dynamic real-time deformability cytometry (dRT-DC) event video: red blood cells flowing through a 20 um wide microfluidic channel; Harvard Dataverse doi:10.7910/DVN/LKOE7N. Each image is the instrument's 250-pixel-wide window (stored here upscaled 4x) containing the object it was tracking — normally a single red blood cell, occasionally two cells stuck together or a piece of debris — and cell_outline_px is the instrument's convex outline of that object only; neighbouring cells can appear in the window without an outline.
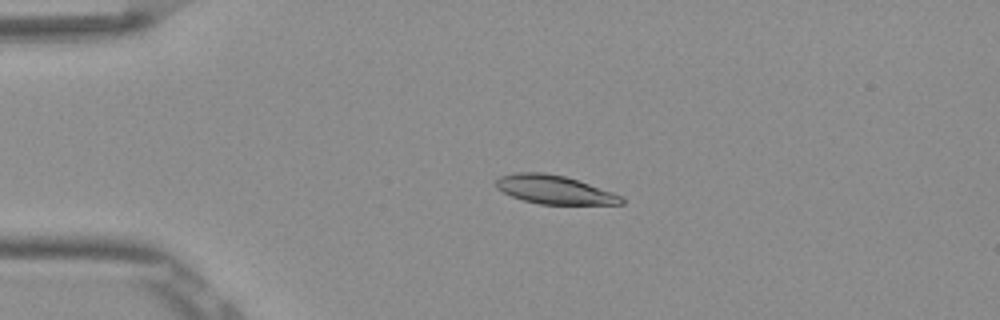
{"species": "Egyptian fruit bat (a non-hibernating species)", "species_latin": "Rousettus aegyptiacus", "temperature_condition": "room temperature", "stored_images_in_passage": 44, "camera_frame_rate_fps": 3000, "um_per_image_px": 0.085, "frame": {"image": 1, "passage_image": 3, "time_ms": 0.667, "image_size_px": [1000, 320], "cell_outline_px": [[624, 204], [540, 204], [524, 200], [512, 196], [496, 188], [496, 180], [500, 176], [516, 172], [544, 172], [564, 176], [624, 196]], "centroid_in_image_um": [47.12, 16.12], "position_along_channel_um": 37.9, "area_um2": 20.69}}
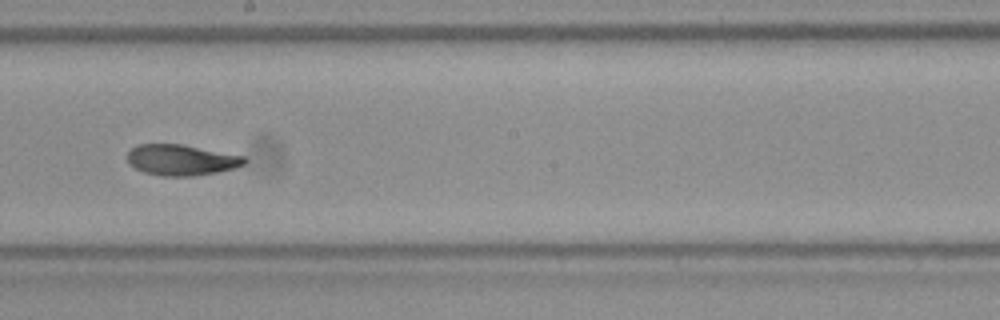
{"frame": {"image": 2, "passage_image": 21, "time_ms": 6.667, "image_size_px": [1000, 320], "cell_outline_px": [[248, 160], [244, 164], [236, 168], [216, 172], [192, 176], [164, 176], [144, 172], [128, 164], [128, 152], [136, 144], [180, 144], [244, 156]], "centroid_in_image_um": [15.41, 13.59], "position_along_channel_um": 232.8, "area_um2": 20.92}}
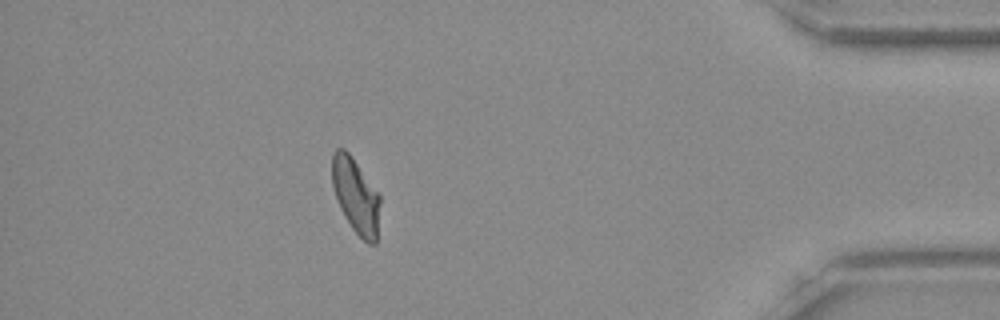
{"frame": {"image": 3, "passage_image": 38, "time_ms": 12.333, "image_size_px": [1000, 320], "cell_outline_px": [[380, 204], [376, 244], [368, 244], [352, 228], [344, 216], [340, 208], [332, 184], [332, 152], [336, 148], [344, 148], [348, 152], [380, 192]], "centroid_in_image_um": [30.25, 16.62], "position_along_channel_um": 404.9, "area_um2": 21.15}, "authors_computed_cell_mechanics": {"area_um2": 21.5016, "velocity_mm_per_s": 3.8436, "shape_relaxation_time_tau1_ms": null, "shape_relaxation_time_tau2_ms": 4.518, "deformation_change_tau1": null, "deformation_change_tau2": 0.0765}}